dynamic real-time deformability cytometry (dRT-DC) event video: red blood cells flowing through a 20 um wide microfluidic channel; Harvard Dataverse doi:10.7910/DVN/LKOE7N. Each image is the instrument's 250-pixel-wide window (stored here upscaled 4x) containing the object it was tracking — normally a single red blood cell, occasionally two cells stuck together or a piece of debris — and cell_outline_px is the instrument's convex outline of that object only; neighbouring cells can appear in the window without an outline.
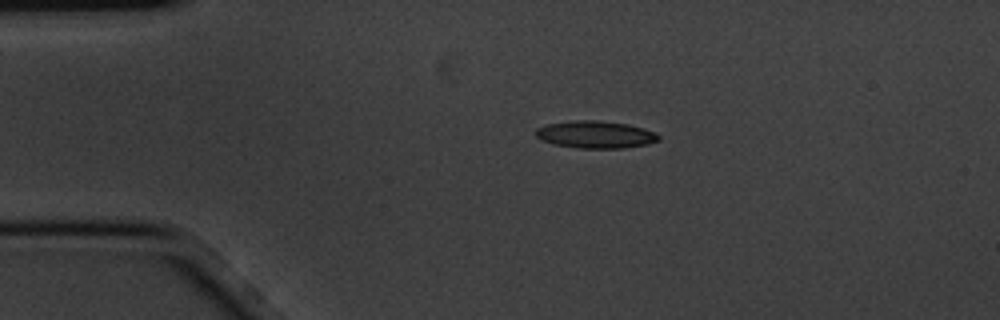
{"species": "common noctule bat (a hibernating species)", "species_latin": "Nyctalus noctula", "temperature_condition": "cold", "stored_images_in_passage": 3, "camera_frame_rate_fps": 3000, "um_per_image_px": 0.085, "animal": {"sex": "male", "body_mass_g": 20.1, "forearm_length_mm": 53.5}, "frame": {"image": 1, "passage_image": 1, "time_ms": 0.0, "image_size_px": [1000, 320], "cell_outline_px": [[660, 140], [648, 144], [624, 148], [576, 148], [556, 144], [544, 140], [536, 136], [536, 128], [548, 124], [576, 120], [600, 120], [628, 124], [644, 128], [656, 132], [660, 136]], "centroid_in_image_um": [50.68, 11.43], "position_along_channel_um": 34.3, "area_um2": 19.54}}
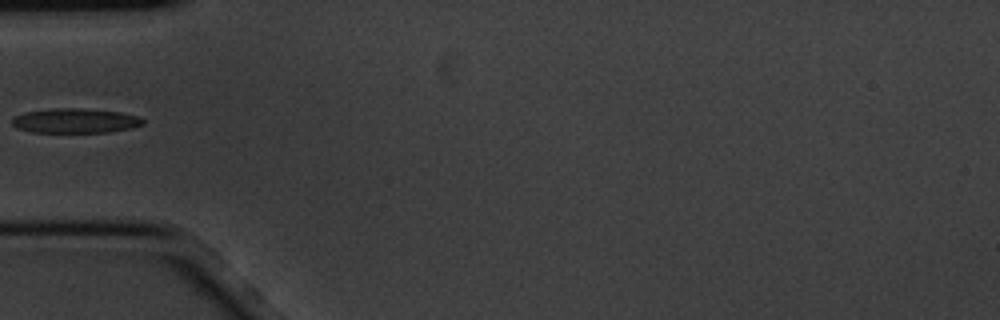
{"frame": {"image": 2, "passage_image": 3, "time_ms": 0.667, "image_size_px": [1000, 320], "cell_outline_px": [[144, 124], [132, 128], [112, 132], [32, 132], [16, 128], [12, 124], [12, 120], [16, 116], [24, 112], [48, 108], [80, 108], [120, 112], [136, 116], [144, 120]], "centroid_in_image_um": [6.39, 10.26], "position_along_channel_um": 78.6, "area_um2": 18.84}}